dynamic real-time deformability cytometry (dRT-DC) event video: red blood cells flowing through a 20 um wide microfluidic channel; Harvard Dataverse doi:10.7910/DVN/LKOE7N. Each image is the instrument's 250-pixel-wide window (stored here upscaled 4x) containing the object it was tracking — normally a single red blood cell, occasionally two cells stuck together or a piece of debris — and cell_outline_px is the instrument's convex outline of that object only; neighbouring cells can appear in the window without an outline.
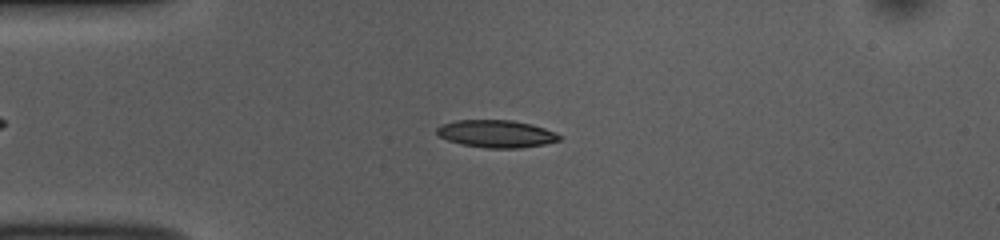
{"species": "common noctule bat (a hibernating species)", "species_latin": "Nyctalus noctula", "temperature_condition": "room temperature", "stored_images_in_passage": 48, "camera_frame_rate_fps": 3000, "um_per_image_px": 0.085, "animal": {"sex": "female", "body_mass_g": 10.0, "forearm_length_mm": 53.1}, "frame": {"image": 1, "passage_image": 8, "time_ms": 2.333, "image_size_px": [1000, 240], "cell_outline_px": [[560, 140], [544, 144], [520, 148], [488, 148], [464, 144], [448, 140], [440, 136], [436, 132], [436, 128], [440, 124], [456, 120], [512, 120], [532, 124], [556, 132], [560, 136]], "centroid_in_image_um": [42.19, 11.36], "position_along_channel_um": 42.8, "area_um2": 19.54}}
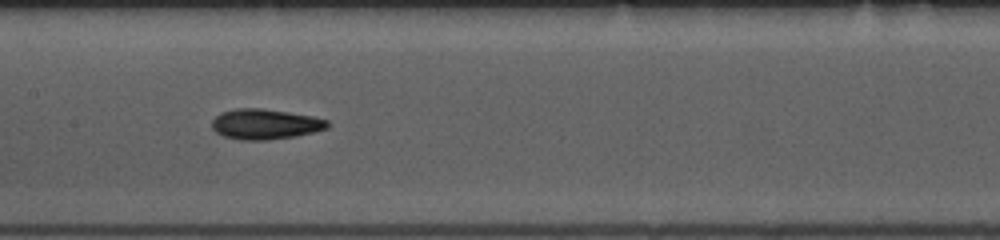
{"frame": {"image": 2, "passage_image": 21, "time_ms": 6.667, "image_size_px": [1000, 240], "cell_outline_px": [[328, 128], [312, 132], [292, 136], [264, 140], [240, 140], [224, 136], [216, 132], [212, 128], [212, 120], [220, 112], [236, 108], [260, 108], [288, 112], [312, 116], [328, 120]], "centroid_in_image_um": [22.5, 10.54], "position_along_channel_um": 184.9, "area_um2": 20.23}}
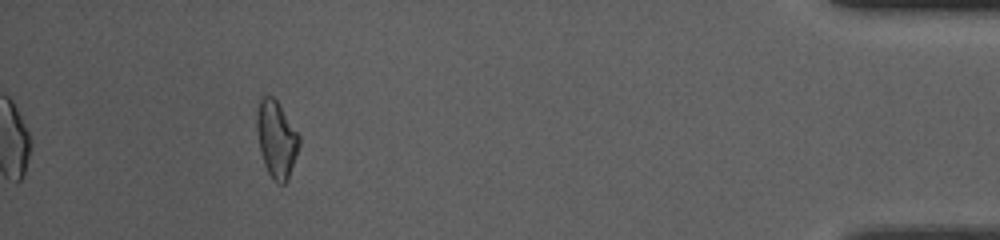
{"frame": {"image": 3, "passage_image": 44, "time_ms": 14.333, "image_size_px": [1000, 240], "cell_outline_px": [[300, 144], [288, 176], [284, 184], [276, 184], [272, 180], [264, 164], [260, 148], [256, 128], [256, 112], [260, 96], [272, 96], [276, 100], [300, 136]], "centroid_in_image_um": [23.47, 11.81], "position_along_channel_um": 411.7, "area_um2": 18.79}, "authors_computed_cell_mechanics": {"area_um2": 19.0451, "velocity_mm_per_s": 3.7465, "shape_relaxation_time_tau1_ms": 4.3084, "shape_relaxation_time_tau2_ms": 5.6923, "deformation_change_tau1": 0.1361, "deformation_change_tau2": 0.1477}}